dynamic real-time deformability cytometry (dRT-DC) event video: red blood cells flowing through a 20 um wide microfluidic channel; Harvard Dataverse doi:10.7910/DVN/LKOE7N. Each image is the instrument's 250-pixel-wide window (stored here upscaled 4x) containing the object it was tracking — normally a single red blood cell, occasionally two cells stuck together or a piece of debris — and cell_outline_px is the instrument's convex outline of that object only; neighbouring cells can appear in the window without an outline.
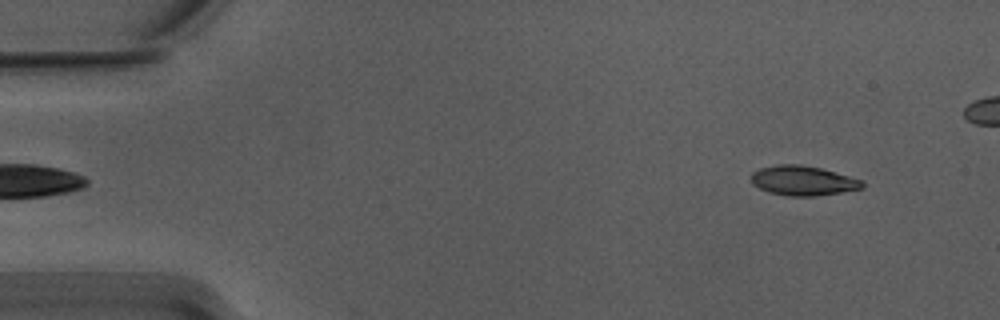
{"species": "Egyptian fruit bat (a non-hibernating species)", "species_latin": "Rousettus aegyptiacus", "temperature_condition": "warm", "stored_images_in_passage": 7, "camera_frame_rate_fps": 3000, "um_per_image_px": 0.085, "animal": {"sex": "male"}, "frame": {"image": 1, "passage_image": 5, "time_ms": 1.333, "image_size_px": [1000, 320], "cell_outline_px": [[864, 188], [816, 196], [788, 196], [768, 192], [752, 184], [752, 172], [760, 168], [776, 164], [800, 164], [820, 168], [848, 176], [860, 180], [864, 184]], "centroid_in_image_um": [68.22, 15.35], "position_along_channel_um": 16.8, "area_um2": 19.07}}